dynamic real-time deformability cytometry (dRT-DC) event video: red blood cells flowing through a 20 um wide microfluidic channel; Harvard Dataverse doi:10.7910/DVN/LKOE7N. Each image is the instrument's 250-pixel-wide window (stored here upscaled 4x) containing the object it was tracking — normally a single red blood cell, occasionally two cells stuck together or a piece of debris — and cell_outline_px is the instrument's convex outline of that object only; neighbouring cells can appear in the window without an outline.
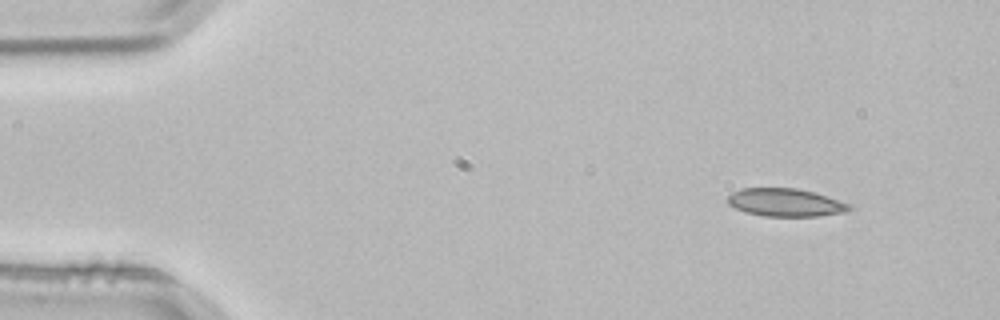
{"species": "common noctule bat (a hibernating species)", "species_latin": "Nyctalus noctula", "temperature_condition": "room temperature", "stored_images_in_passage": 2, "camera_frame_rate_fps": 3000, "um_per_image_px": 0.085, "animal": {"sex": "male", "body_mass_g": 21.5, "forearm_length_mm": 52.0}, "frame": {"image": 1, "passage_image": 1, "time_ms": 0.0, "image_size_px": [1000, 320], "cell_outline_px": [[852, 208], [844, 212], [820, 216], [764, 216], [744, 212], [728, 204], [728, 196], [732, 192], [740, 188], [796, 188], [812, 192], [852, 204]], "centroid_in_image_um": [66.75, 17.21], "position_along_channel_um": 18.3, "area_um2": 19.77}}